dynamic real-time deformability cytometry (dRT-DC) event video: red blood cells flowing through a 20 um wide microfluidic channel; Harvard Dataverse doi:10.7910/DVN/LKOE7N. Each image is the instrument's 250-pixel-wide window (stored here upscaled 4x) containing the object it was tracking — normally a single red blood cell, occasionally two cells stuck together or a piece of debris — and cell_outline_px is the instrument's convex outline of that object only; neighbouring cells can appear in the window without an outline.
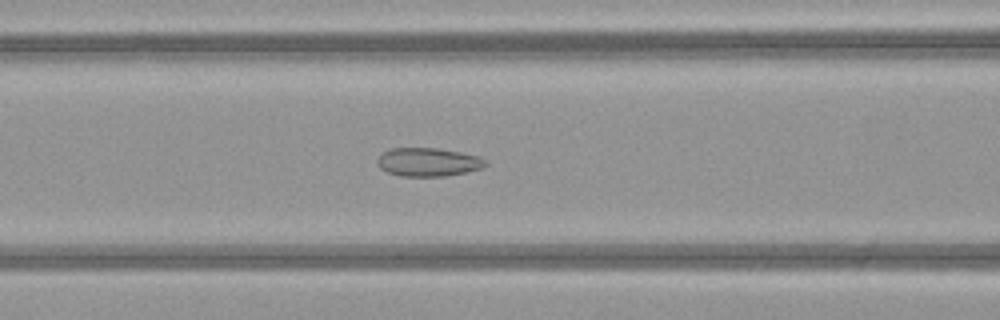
{"species": "common noctule bat (a hibernating species)", "species_latin": "Nyctalus noctula", "temperature_condition": "warm", "stored_images_in_passage": 51, "camera_frame_rate_fps": 3000, "um_per_image_px": 0.085, "animal": {"sex": "female", "body_mass_g": 21.9}, "frame": {"image": 1, "passage_image": 22, "time_ms": 7.0, "image_size_px": [1000, 320], "cell_outline_px": [[488, 164], [484, 168], [444, 176], [400, 176], [388, 172], [380, 168], [376, 160], [384, 152], [392, 148], [436, 148], [460, 152], [476, 156], [484, 160]], "centroid_in_image_um": [36.38, 13.78], "position_along_channel_um": 130.2, "area_um2": 17.74}}
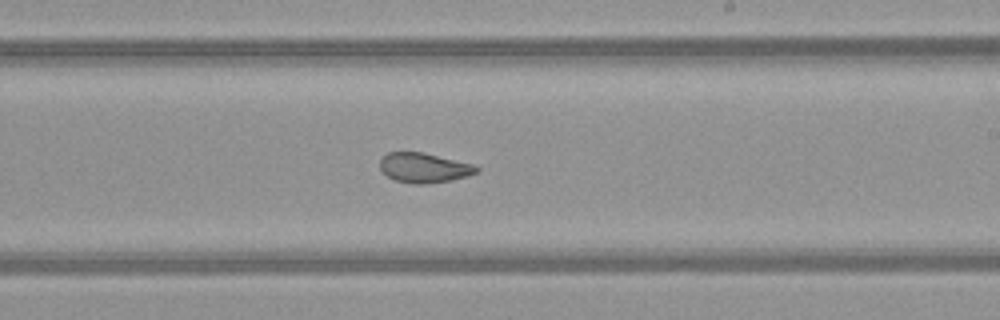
{"frame": {"image": 2, "passage_image": 31, "time_ms": 10.0, "image_size_px": [1000, 320], "cell_outline_px": [[480, 168], [476, 172], [468, 176], [452, 180], [424, 184], [412, 184], [396, 180], [388, 176], [380, 168], [380, 160], [388, 152], [424, 152], [476, 164]], "centroid_in_image_um": [36.09, 14.25], "position_along_channel_um": 252.9, "area_um2": 16.88}}
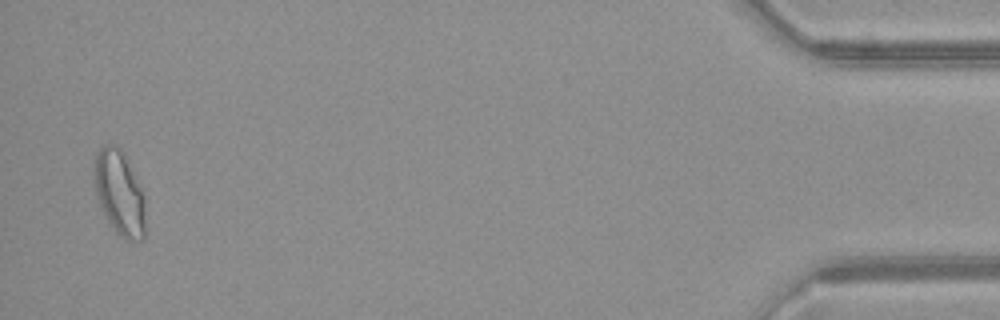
{"frame": {"image": 3, "passage_image": 50, "time_ms": 16.333, "image_size_px": [1000, 320], "cell_outline_px": [[144, 236], [140, 240], [128, 240], [120, 236], [116, 232], [104, 212], [96, 196], [92, 168], [96, 152], [104, 144], [116, 144], [124, 152], [144, 196]], "centroid_in_image_um": [10.12, 16.33], "position_along_channel_um": 425.1, "area_um2": 25.14}, "authors_computed_cell_mechanics": {"area_um2": 21.0392, "velocity_mm_per_s": 4.1044, "shape_relaxation_time_tau1_ms": null, "shape_relaxation_time_tau2_ms": 1.0404, "deformation_change_tau1": null, "deformation_change_tau2": 0.0718}}